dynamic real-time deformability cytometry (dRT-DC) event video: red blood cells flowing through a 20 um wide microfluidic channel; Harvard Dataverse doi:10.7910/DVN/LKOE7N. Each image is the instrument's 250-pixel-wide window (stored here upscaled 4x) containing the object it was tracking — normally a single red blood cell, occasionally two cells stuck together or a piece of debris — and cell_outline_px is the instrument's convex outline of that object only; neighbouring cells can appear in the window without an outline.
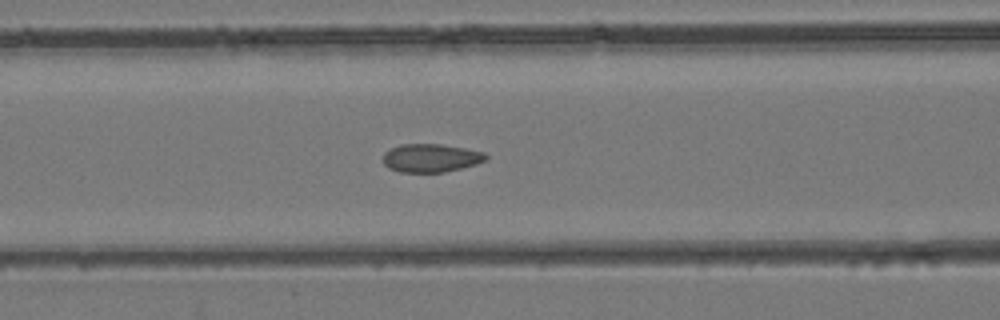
{"species": "common noctule bat (a hibernating species)", "species_latin": "Nyctalus noctula", "temperature_condition": "room temperature", "stored_images_in_passage": 46, "camera_frame_rate_fps": 3000, "um_per_image_px": 0.085, "animal": {"sex": "female", "body_mass_g": 24.6, "forearm_length_mm": 56.2}, "frame": {"image": 1, "passage_image": 19, "time_ms": 6.0, "image_size_px": [1000, 320], "cell_outline_px": [[488, 160], [476, 164], [444, 172], [400, 172], [388, 168], [384, 164], [384, 152], [400, 144], [440, 144], [464, 148], [484, 152], [488, 156]], "centroid_in_image_um": [36.63, 13.43], "position_along_channel_um": 130.0, "area_um2": 16.94}}
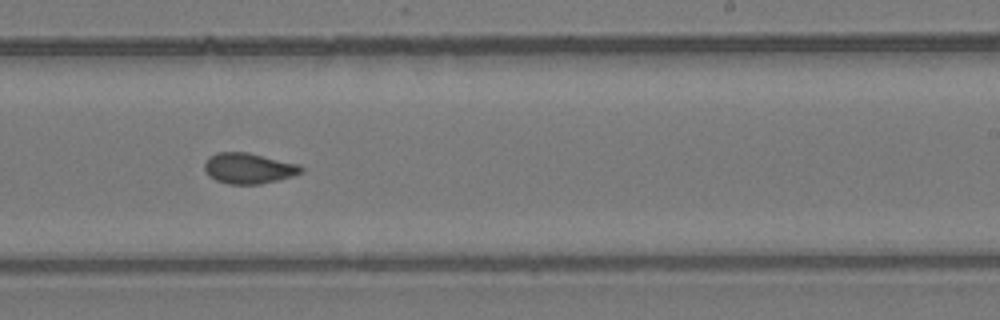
{"frame": {"image": 2, "passage_image": 28, "time_ms": 9.0, "image_size_px": [1000, 320], "cell_outline_px": [[304, 172], [292, 176], [260, 184], [228, 184], [216, 180], [208, 176], [204, 168], [204, 164], [208, 156], [216, 152], [248, 152], [300, 164], [304, 168]], "centroid_in_image_um": [21.13, 14.29], "position_along_channel_um": 267.9, "area_um2": 17.46}}
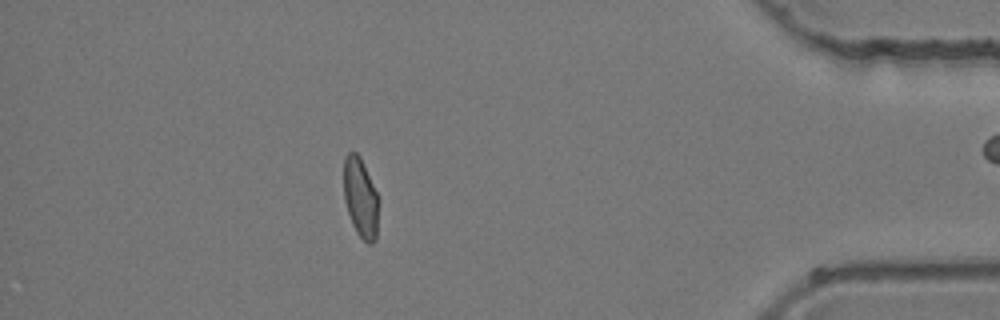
{"frame": {"image": 3, "passage_image": 40, "time_ms": 13.0, "image_size_px": [1000, 320], "cell_outline_px": [[380, 200], [376, 240], [372, 244], [368, 244], [356, 232], [352, 224], [344, 200], [344, 156], [348, 152], [356, 152], [360, 156], [380, 196]], "centroid_in_image_um": [30.68, 16.81], "position_along_channel_um": 404.5, "area_um2": 16.76}}